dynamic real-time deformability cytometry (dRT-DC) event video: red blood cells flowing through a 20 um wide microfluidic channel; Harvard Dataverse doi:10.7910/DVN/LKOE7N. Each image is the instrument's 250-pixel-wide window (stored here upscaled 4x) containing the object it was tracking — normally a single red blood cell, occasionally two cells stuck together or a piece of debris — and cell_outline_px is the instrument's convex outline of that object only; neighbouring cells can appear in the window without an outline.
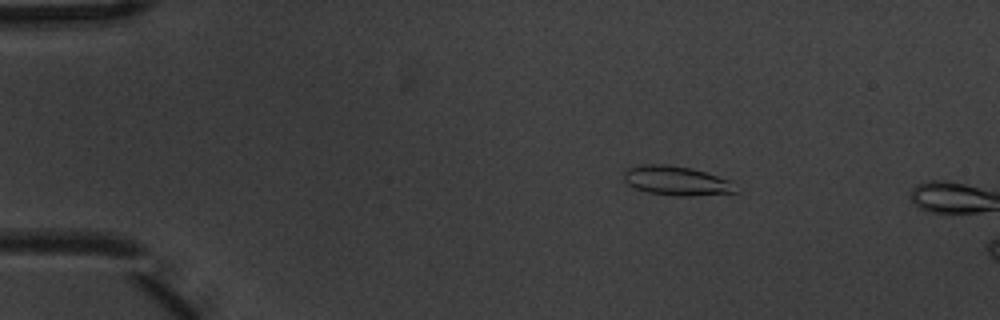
{"species": "common noctule bat (a hibernating species)", "species_latin": "Nyctalus noctula", "temperature_condition": "warm", "stored_images_in_passage": 2, "camera_frame_rate_fps": 3000, "um_per_image_px": 0.085, "animal": {"sex": "male", "body_mass_g": 20.1, "forearm_length_mm": 53.5}, "frame": {"image": 1, "passage_image": 1, "time_ms": 0.0, "image_size_px": [1000, 320], "cell_outline_px": [[740, 192], [692, 196], [676, 196], [648, 192], [636, 188], [628, 184], [624, 180], [624, 172], [628, 168], [640, 164], [664, 164], [692, 168], [732, 180]], "centroid_in_image_um": [57.55, 15.36], "position_along_channel_um": 27.5, "area_um2": 19.31}}